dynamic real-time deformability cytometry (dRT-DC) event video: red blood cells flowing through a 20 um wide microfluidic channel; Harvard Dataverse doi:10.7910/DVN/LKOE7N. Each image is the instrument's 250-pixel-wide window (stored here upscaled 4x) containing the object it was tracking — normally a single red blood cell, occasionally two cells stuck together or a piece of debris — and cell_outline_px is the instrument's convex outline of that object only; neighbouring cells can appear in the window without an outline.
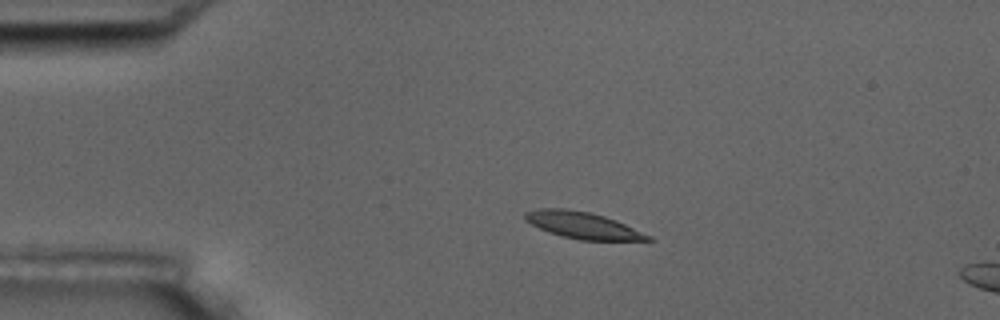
{"species": "common noctule bat (a hibernating species)", "species_latin": "Nyctalus noctula", "temperature_condition": "room temperature", "stored_images_in_passage": 5, "camera_frame_rate_fps": 3000, "um_per_image_px": 0.085, "animal": {"sex": "male", "body_mass_g": 17.5, "forearm_length_mm": 52.3}, "frame": {"image": 1, "passage_image": 3, "time_ms": 2.333, "image_size_px": [1000, 320], "cell_outline_px": [[652, 240], [580, 240], [548, 232], [524, 220], [524, 212], [540, 208], [564, 208], [588, 212], [604, 216], [616, 220], [652, 236]], "centroid_in_image_um": [49.51, 19.14], "position_along_channel_um": 35.5, "area_um2": 18.9}}